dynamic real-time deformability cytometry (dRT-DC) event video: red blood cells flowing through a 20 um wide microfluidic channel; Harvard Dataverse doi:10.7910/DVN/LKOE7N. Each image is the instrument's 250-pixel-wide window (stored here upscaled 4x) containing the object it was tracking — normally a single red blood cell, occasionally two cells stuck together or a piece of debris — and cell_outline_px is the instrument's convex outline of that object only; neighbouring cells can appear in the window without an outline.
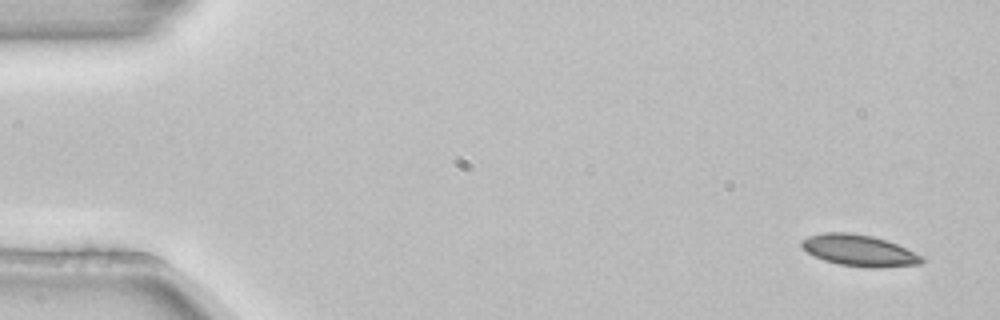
{"species": "common noctule bat (a hibernating species)", "species_latin": "Nyctalus noctula", "temperature_condition": "room temperature", "stored_images_in_passage": 4, "camera_frame_rate_fps": 3000, "um_per_image_px": 0.085, "animal": {"sex": "female", "body_mass_g": 22.7, "forearm_length_mm": 54.2}, "frame": {"image": 1, "passage_image": 1, "time_ms": 0.0, "image_size_px": [1000, 320], "cell_outline_px": [[924, 260], [920, 264], [876, 268], [868, 268], [840, 264], [824, 260], [808, 252], [800, 244], [800, 240], [808, 236], [824, 232], [848, 232], [872, 236], [896, 244], [924, 256]], "centroid_in_image_um": [73.03, 21.29], "position_along_channel_um": 12.0, "area_um2": 21.85}}
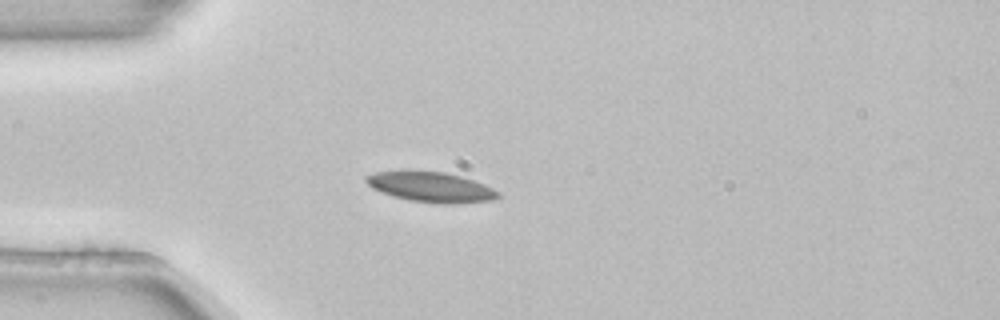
{"frame": {"image": 2, "passage_image": 4, "time_ms": 1.0, "image_size_px": [1000, 320], "cell_outline_px": [[500, 196], [492, 200], [456, 204], [444, 204], [408, 200], [392, 196], [380, 192], [372, 188], [364, 180], [364, 176], [376, 172], [444, 172], [460, 176], [484, 184], [500, 192]], "centroid_in_image_um": [36.64, 15.92], "position_along_channel_um": 48.4, "area_um2": 22.89}}